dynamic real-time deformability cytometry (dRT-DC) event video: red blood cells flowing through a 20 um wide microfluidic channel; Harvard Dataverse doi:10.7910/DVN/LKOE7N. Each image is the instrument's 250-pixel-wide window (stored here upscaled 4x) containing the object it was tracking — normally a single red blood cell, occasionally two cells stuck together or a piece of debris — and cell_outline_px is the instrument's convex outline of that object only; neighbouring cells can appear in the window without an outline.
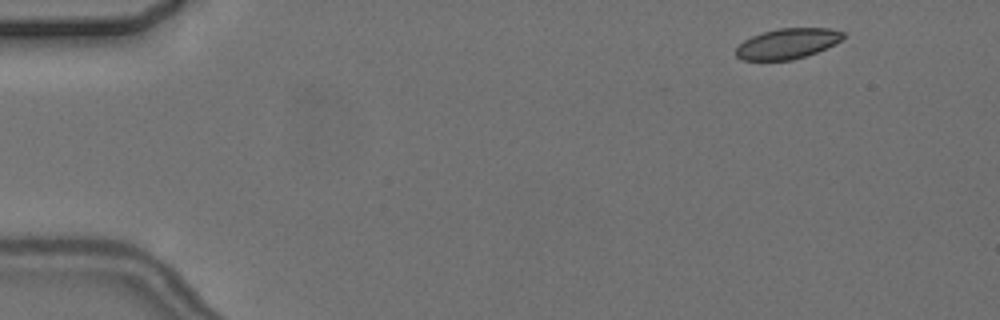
{"species": "common noctule bat (a hibernating species)", "species_latin": "Nyctalus noctula", "temperature_condition": "cold", "stored_images_in_passage": 4, "camera_frame_rate_fps": 3000, "um_per_image_px": 0.085, "animal": {"sex": "female", "body_mass_g": 24.6, "forearm_length_mm": 56.2}, "frame": {"image": 1, "passage_image": 1, "time_ms": 0.0, "image_size_px": [1000, 320], "cell_outline_px": [[848, 36], [816, 52], [792, 60], [744, 60], [736, 56], [736, 48], [744, 40], [752, 36], [764, 32], [780, 28], [832, 28], [844, 32]], "centroid_in_image_um": [66.94, 3.7], "position_along_channel_um": 18.1, "area_um2": 18.79}}